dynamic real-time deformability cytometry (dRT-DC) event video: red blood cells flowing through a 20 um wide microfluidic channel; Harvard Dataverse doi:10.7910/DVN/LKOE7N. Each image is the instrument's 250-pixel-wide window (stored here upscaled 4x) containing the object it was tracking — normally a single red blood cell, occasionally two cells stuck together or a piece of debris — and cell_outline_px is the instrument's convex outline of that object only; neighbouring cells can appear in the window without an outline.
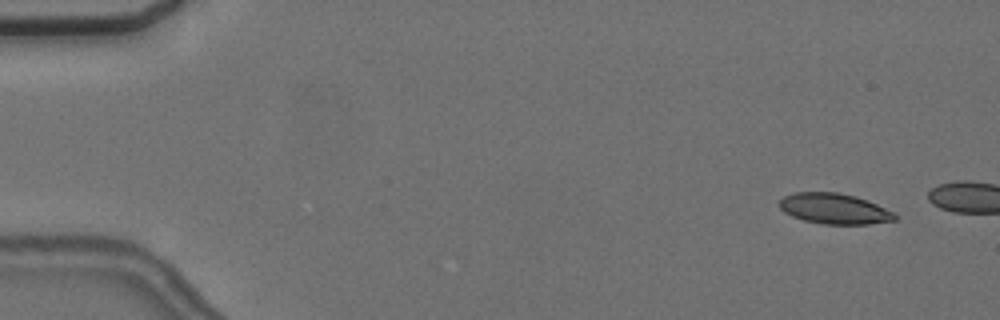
{"species": "common noctule bat (a hibernating species)", "species_latin": "Nyctalus noctula", "temperature_condition": "cold", "stored_images_in_passage": 4, "camera_frame_rate_fps": 3000, "um_per_image_px": 0.085, "animal": {"sex": "female", "body_mass_g": 24.6, "forearm_length_mm": 56.2}, "frame": {"image": 1, "passage_image": 1, "time_ms": 0.0, "image_size_px": [1000, 320], "cell_outline_px": [[896, 220], [868, 224], [824, 224], [804, 220], [792, 216], [784, 212], [780, 208], [780, 200], [784, 196], [796, 192], [836, 192], [856, 196], [868, 200], [896, 212]], "centroid_in_image_um": [70.95, 17.73], "position_along_channel_um": 14.0, "area_um2": 20.63}}